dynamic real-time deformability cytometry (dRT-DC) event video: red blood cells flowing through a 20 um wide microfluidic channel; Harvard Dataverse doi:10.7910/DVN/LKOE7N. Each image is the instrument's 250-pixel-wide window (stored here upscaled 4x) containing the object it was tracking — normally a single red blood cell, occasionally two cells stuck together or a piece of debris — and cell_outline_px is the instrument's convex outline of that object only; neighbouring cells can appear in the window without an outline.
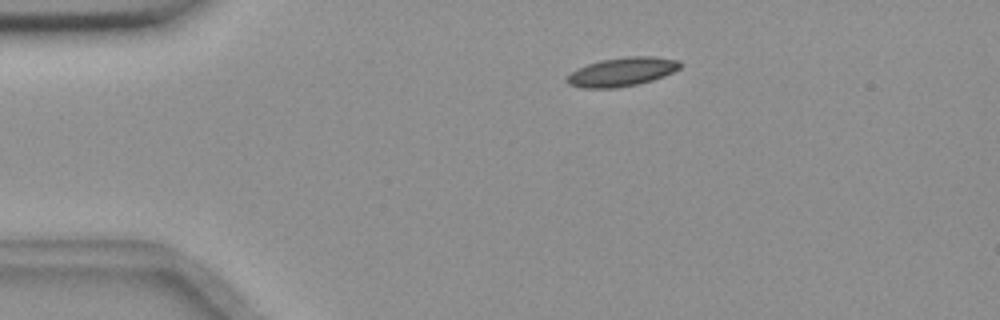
{"species": "common noctule bat (a hibernating species)", "species_latin": "Nyctalus noctula", "temperature_condition": "room temperature", "stored_images_in_passage": 4, "camera_frame_rate_fps": 3000, "um_per_image_px": 0.085, "animal": {"sex": "female", "body_mass_g": 18.4}, "frame": {"image": 1, "passage_image": 1, "time_ms": 0.0, "image_size_px": [1000, 320], "cell_outline_px": [[680, 68], [664, 76], [652, 80], [636, 84], [616, 88], [584, 88], [568, 84], [564, 80], [572, 72], [588, 64], [600, 60], [628, 56], [652, 56], [680, 60]], "centroid_in_image_um": [52.87, 6.1], "position_along_channel_um": 32.1, "area_um2": 18.84}}
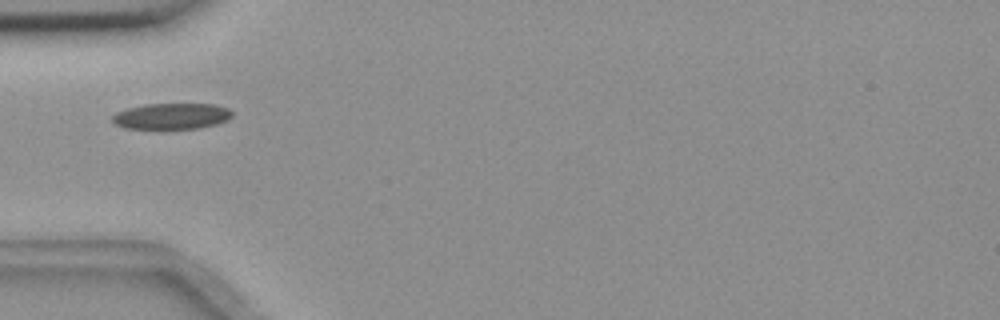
{"frame": {"image": 2, "passage_image": 3, "time_ms": 0.667, "image_size_px": [1000, 320], "cell_outline_px": [[232, 116], [228, 120], [216, 124], [200, 128], [124, 128], [116, 124], [112, 120], [112, 116], [116, 112], [128, 108], [148, 104], [212, 104], [228, 108], [232, 112]], "centroid_in_image_um": [14.6, 9.87], "position_along_channel_um": 70.4, "area_um2": 17.98}}